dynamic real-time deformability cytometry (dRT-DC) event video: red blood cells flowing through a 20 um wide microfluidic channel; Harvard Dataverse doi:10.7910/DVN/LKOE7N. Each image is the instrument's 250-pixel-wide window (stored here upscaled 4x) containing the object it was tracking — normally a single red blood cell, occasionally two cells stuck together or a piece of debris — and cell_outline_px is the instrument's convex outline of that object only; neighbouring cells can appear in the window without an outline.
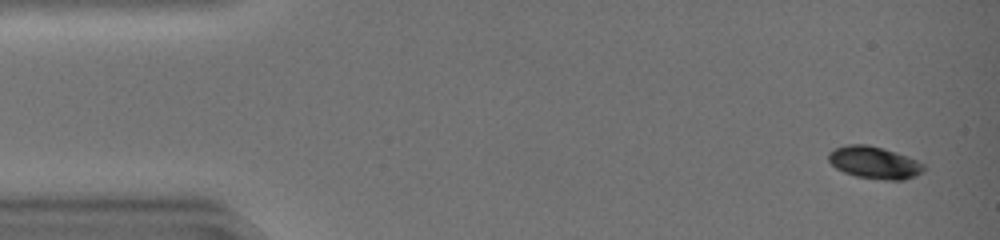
{"species": "common noctule bat (a hibernating species)", "species_latin": "Nyctalus noctula", "temperature_condition": "warm", "stored_images_in_passage": 46, "camera_frame_rate_fps": 3000, "um_per_image_px": 0.085, "animal": {"sex": "female", "body_mass_g": 19.0, "forearm_length_mm": 51.5}, "frame": {"image": 1, "passage_image": 2, "time_ms": 0.333, "image_size_px": [1000, 240], "cell_outline_px": [[924, 168], [920, 172], [912, 176], [900, 180], [892, 180], [860, 176], [836, 168], [828, 160], [828, 152], [832, 148], [848, 144], [868, 144], [884, 148], [908, 156], [924, 164]], "centroid_in_image_um": [74.28, 13.77], "position_along_channel_um": 10.7, "area_um2": 17.51}}
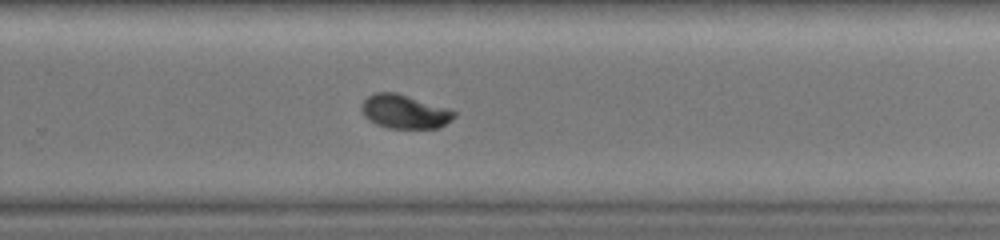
{"frame": {"image": 2, "passage_image": 31, "time_ms": 10.0, "image_size_px": [1000, 240], "cell_outline_px": [[456, 116], [452, 120], [436, 128], [388, 128], [376, 124], [368, 120], [364, 116], [360, 108], [360, 104], [368, 96], [376, 92], [396, 92], [448, 108], [456, 112]], "centroid_in_image_um": [34.36, 9.48], "position_along_channel_um": 295.4, "area_um2": 18.32}}
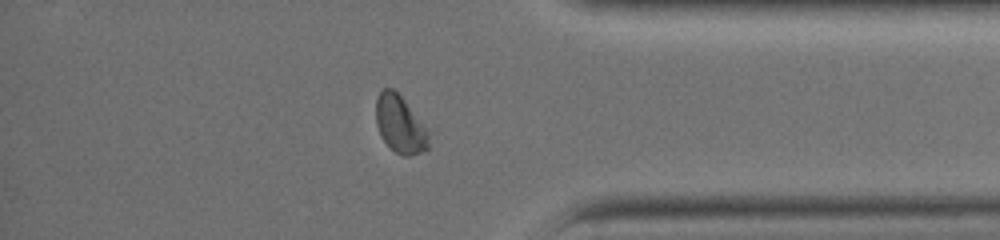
{"frame": {"image": 3, "passage_image": 39, "time_ms": 12.667, "image_size_px": [1000, 240], "cell_outline_px": [[428, 148], [424, 152], [412, 156], [404, 156], [396, 152], [380, 136], [376, 124], [376, 96], [384, 88], [392, 88], [404, 100], [428, 128]], "centroid_in_image_um": [34.01, 10.58], "position_along_channel_um": 401.2, "area_um2": 17.69}, "authors_computed_cell_mechanics": {"area_um2": 18.3804, "velocity_mm_per_s": 4.1857, "shape_relaxation_time_tau1_ms": 1.9822, "shape_relaxation_time_tau2_ms": null, "deformation_change_tau1": 0.1223, "deformation_change_tau2": null}}